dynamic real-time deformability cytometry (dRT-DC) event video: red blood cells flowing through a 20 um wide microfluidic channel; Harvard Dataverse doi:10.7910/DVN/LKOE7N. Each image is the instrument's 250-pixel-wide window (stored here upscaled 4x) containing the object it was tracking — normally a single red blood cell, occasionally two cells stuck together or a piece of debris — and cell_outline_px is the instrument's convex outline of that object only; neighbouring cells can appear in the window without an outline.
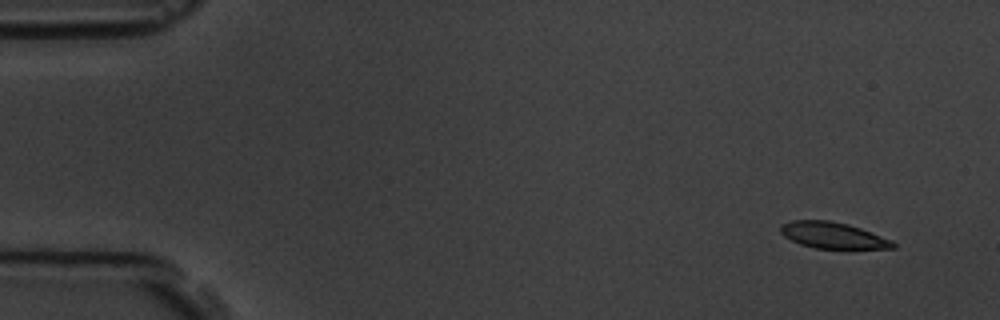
{"species": "common noctule bat (a hibernating species)", "species_latin": "Nyctalus noctula", "temperature_condition": "room temperature", "stored_images_in_passage": 9, "camera_frame_rate_fps": 3000, "um_per_image_px": 0.085, "animal": {"sex": "male", "body_mass_g": 19.5, "forearm_length_mm": 54.6}, "frame": {"image": 1, "passage_image": 2, "time_ms": 1.0, "image_size_px": [1000, 320], "cell_outline_px": [[896, 248], [816, 248], [800, 244], [784, 236], [780, 232], [780, 224], [792, 220], [828, 220], [848, 224], [860, 228], [892, 240], [896, 244]], "centroid_in_image_um": [70.77, 19.99], "position_along_channel_um": 14.2, "area_um2": 17.05}}
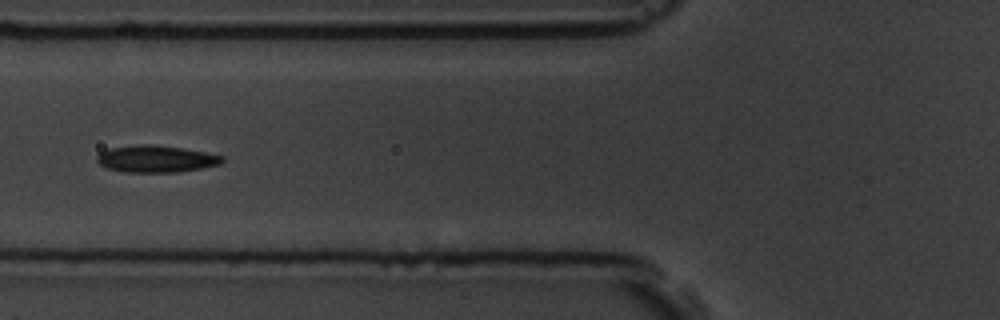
{"frame": {"image": 2, "passage_image": 7, "time_ms": 7.0, "image_size_px": [1000, 320], "cell_outline_px": [[224, 160], [220, 164], [200, 168], [176, 172], [124, 172], [108, 168], [100, 164], [96, 160], [96, 156], [100, 152], [108, 148], [140, 144], [148, 144], [184, 148], [224, 156]], "centroid_in_image_um": [13.24, 13.5], "position_along_channel_um": 112.6, "area_um2": 19.59}}
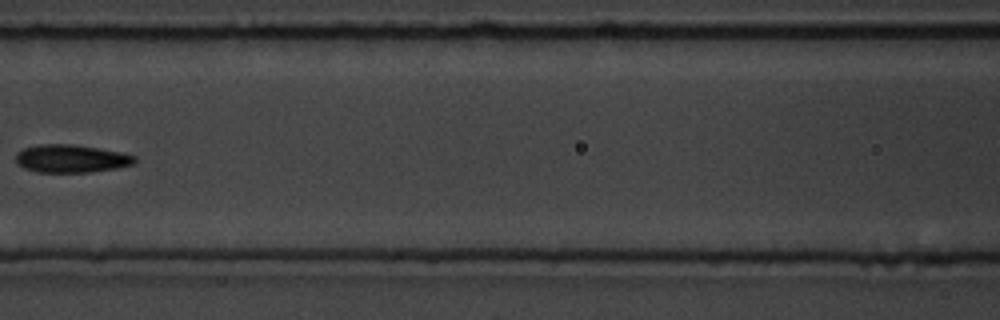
{"frame": {"image": 3, "passage_image": 8, "time_ms": 8.333, "image_size_px": [1000, 320], "cell_outline_px": [[136, 160], [132, 164], [116, 168], [88, 172], [36, 172], [24, 168], [16, 164], [16, 152], [24, 148], [40, 144], [72, 144], [120, 152], [136, 156]], "centroid_in_image_um": [6.0, 13.48], "position_along_channel_um": 160.6, "area_um2": 19.25}}